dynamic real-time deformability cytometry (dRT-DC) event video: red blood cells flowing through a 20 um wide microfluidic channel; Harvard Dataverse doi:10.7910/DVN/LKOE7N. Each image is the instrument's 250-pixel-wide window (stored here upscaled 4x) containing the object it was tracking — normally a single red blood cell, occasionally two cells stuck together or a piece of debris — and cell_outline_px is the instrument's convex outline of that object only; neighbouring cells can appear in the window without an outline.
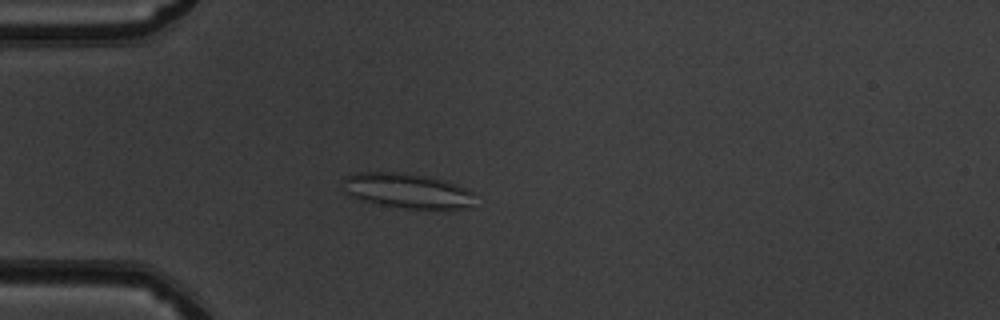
{"species": "common noctule bat (a hibernating species)", "species_latin": "Nyctalus noctula", "temperature_condition": "warm", "stored_images_in_passage": 51, "camera_frame_rate_fps": 3000, "um_per_image_px": 0.085, "animal": {"sex": "male", "body_mass_g": 19.5, "forearm_length_mm": 54.6}, "frame": {"image": 1, "passage_image": 15, "time_ms": 4.667, "image_size_px": [1000, 320], "cell_outline_px": [[472, 208], [408, 208], [360, 200], [344, 192], [344, 176], [356, 172], [396, 172], [428, 176], [444, 180], [456, 184], [472, 192]], "centroid_in_image_um": [34.58, 16.19], "position_along_channel_um": 50.4, "area_um2": 26.47}}
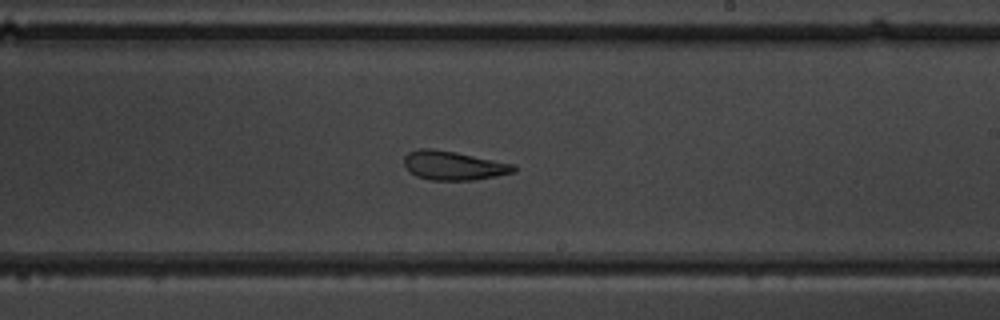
{"frame": {"image": 2, "passage_image": 31, "time_ms": 10.0, "image_size_px": [1000, 320], "cell_outline_px": [[516, 172], [496, 176], [472, 180], [428, 180], [416, 176], [404, 164], [404, 156], [408, 152], [420, 148], [432, 148], [456, 152], [516, 164]], "centroid_in_image_um": [38.57, 14.06], "position_along_channel_um": 250.4, "area_um2": 18.61}}
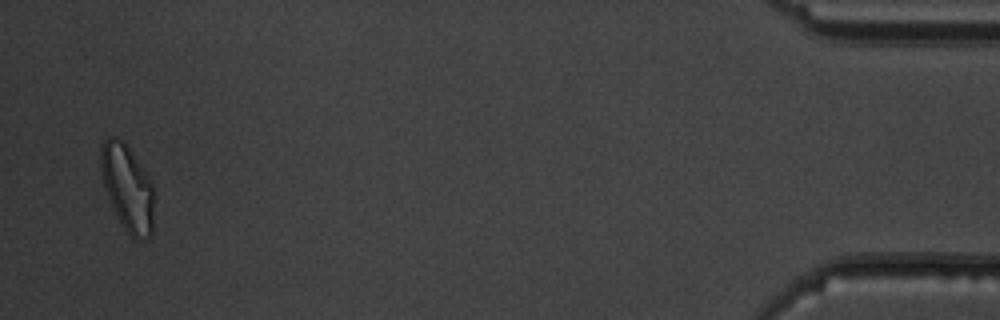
{"frame": {"image": 3, "passage_image": 50, "time_ms": 16.333, "image_size_px": [1000, 320], "cell_outline_px": [[152, 236], [148, 240], [136, 240], [124, 228], [108, 196], [104, 184], [100, 168], [100, 144], [108, 136], [116, 136], [128, 148], [148, 176], [152, 184]], "centroid_in_image_um": [10.82, 15.96], "position_along_channel_um": 424.4, "area_um2": 26.18}, "authors_computed_cell_mechanics": {"area_um2": 22.7154, "velocity_mm_per_s": 4.0101, "shape_relaxation_time_tau1_ms": null, "shape_relaxation_time_tau2_ms": 1.8725, "deformation_change_tau1": null, "deformation_change_tau2": 0.1011}}